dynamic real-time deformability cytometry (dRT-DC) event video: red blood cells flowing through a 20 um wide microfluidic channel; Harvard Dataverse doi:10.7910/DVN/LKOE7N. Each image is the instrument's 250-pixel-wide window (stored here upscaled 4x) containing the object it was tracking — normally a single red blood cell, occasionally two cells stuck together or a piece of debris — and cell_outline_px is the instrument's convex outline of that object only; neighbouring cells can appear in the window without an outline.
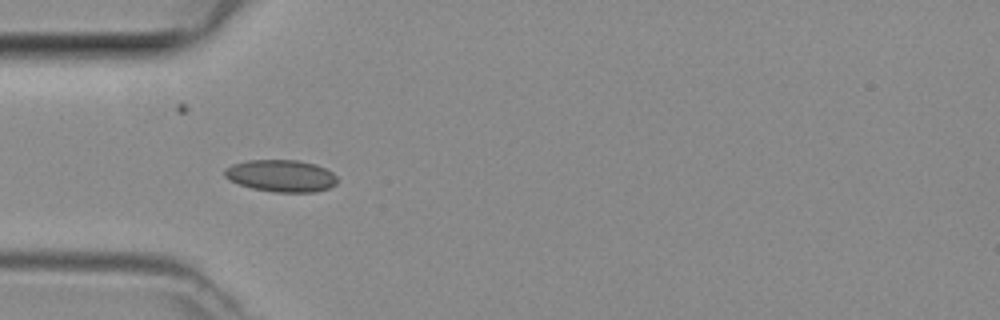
{"species": "common noctule bat (a hibernating species)", "species_latin": "Nyctalus noctula", "temperature_condition": "room temperature", "stored_images_in_passage": 34, "camera_frame_rate_fps": 3000, "um_per_image_px": 0.085, "animal": {"sex": "female", "body_mass_g": 29.2, "forearm_length_mm": 56.3}, "frame": {"image": 1, "passage_image": 1, "time_ms": 0.0, "image_size_px": [1000, 320], "cell_outline_px": [[336, 184], [328, 188], [316, 192], [272, 192], [252, 188], [228, 180], [224, 176], [224, 168], [232, 164], [248, 160], [296, 160], [316, 164], [332, 172], [336, 176]], "centroid_in_image_um": [23.87, 14.94], "position_along_channel_um": 61.1, "area_um2": 21.1}}
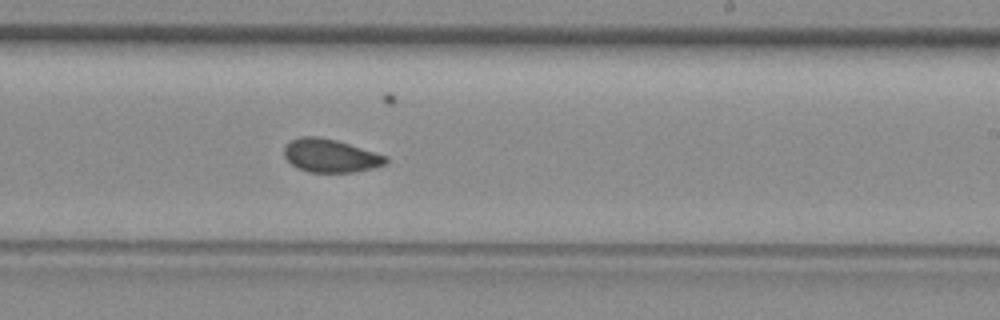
{"frame": {"image": 2, "passage_image": 15, "time_ms": 4.667, "image_size_px": [1000, 320], "cell_outline_px": [[388, 160], [384, 164], [372, 168], [352, 172], [308, 172], [296, 168], [284, 156], [284, 148], [292, 140], [300, 136], [316, 136], [336, 140], [388, 156]], "centroid_in_image_um": [28.07, 13.23], "position_along_channel_um": 260.9, "area_um2": 19.54}}
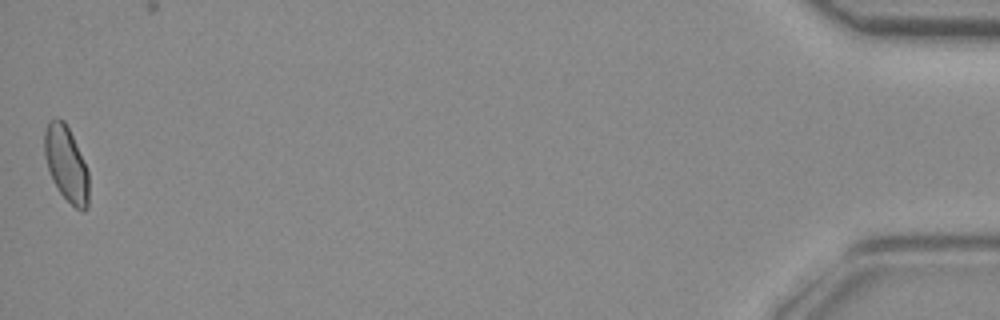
{"frame": {"image": 3, "passage_image": 34, "time_ms": 11.0, "image_size_px": [1000, 320], "cell_outline_px": [[88, 208], [84, 212], [76, 208], [60, 192], [52, 180], [44, 156], [44, 132], [48, 120], [64, 120], [72, 136], [88, 172]], "centroid_in_image_um": [5.61, 13.94], "position_along_channel_um": 429.6, "area_um2": 19.07}}